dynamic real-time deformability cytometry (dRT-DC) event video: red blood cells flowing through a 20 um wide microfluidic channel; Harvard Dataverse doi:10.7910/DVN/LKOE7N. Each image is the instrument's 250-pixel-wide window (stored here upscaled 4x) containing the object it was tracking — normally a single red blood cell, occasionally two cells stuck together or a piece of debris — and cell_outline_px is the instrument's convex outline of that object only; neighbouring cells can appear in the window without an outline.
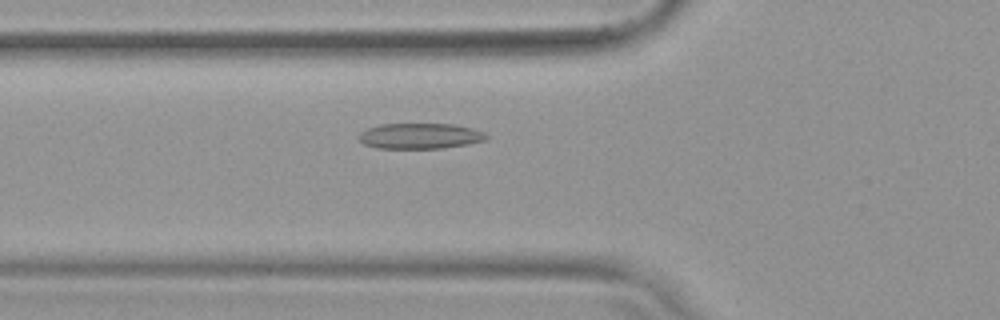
{"species": "common noctule bat (a hibernating species)", "species_latin": "Nyctalus noctula", "temperature_condition": "warm", "stored_images_in_passage": 52, "camera_frame_rate_fps": 3000, "um_per_image_px": 0.085, "animal": {"sex": "female", "body_mass_g": 19.9}, "frame": {"image": 1, "passage_image": 18, "time_ms": 5.667, "image_size_px": [1000, 320], "cell_outline_px": [[488, 140], [468, 144], [444, 148], [376, 148], [364, 144], [356, 136], [360, 132], [368, 128], [380, 124], [456, 124], [472, 128], [484, 132], [488, 136]], "centroid_in_image_um": [35.71, 11.56], "position_along_channel_um": 90.1, "area_um2": 19.19}}
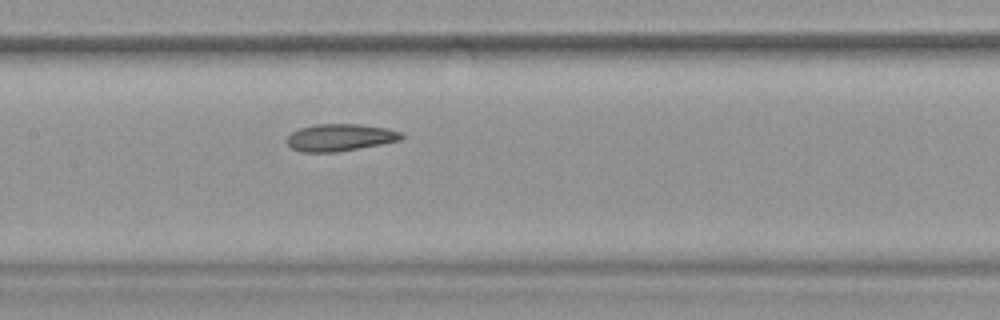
{"frame": {"image": 2, "passage_image": 25, "time_ms": 8.0, "image_size_px": [1000, 320], "cell_outline_px": [[404, 136], [400, 140], [380, 144], [336, 152], [300, 152], [292, 148], [288, 144], [288, 136], [292, 132], [300, 128], [312, 124], [360, 124], [388, 128], [400, 132]], "centroid_in_image_um": [28.89, 11.68], "position_along_channel_um": 178.5, "area_um2": 18.03}}
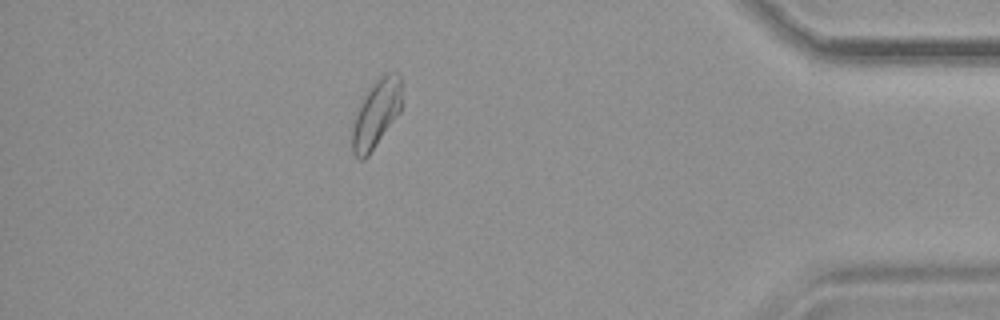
{"frame": {"image": 3, "passage_image": 46, "time_ms": 15.0, "image_size_px": [1000, 320], "cell_outline_px": [[400, 112], [368, 156], [364, 160], [360, 160], [352, 152], [352, 128], [364, 92], [380, 76], [388, 72], [396, 72], [400, 76]], "centroid_in_image_um": [31.95, 9.67], "position_along_channel_um": 403.2, "area_um2": 19.36}, "authors_computed_cell_mechanics": {"area_um2": 19.2763, "velocity_mm_per_s": 3.785, "shape_relaxation_time_tau1_ms": 5.2273, "shape_relaxation_time_tau2_ms": 2.097, "deformation_change_tau1": 0.1231, "deformation_change_tau2": 0.0838}}